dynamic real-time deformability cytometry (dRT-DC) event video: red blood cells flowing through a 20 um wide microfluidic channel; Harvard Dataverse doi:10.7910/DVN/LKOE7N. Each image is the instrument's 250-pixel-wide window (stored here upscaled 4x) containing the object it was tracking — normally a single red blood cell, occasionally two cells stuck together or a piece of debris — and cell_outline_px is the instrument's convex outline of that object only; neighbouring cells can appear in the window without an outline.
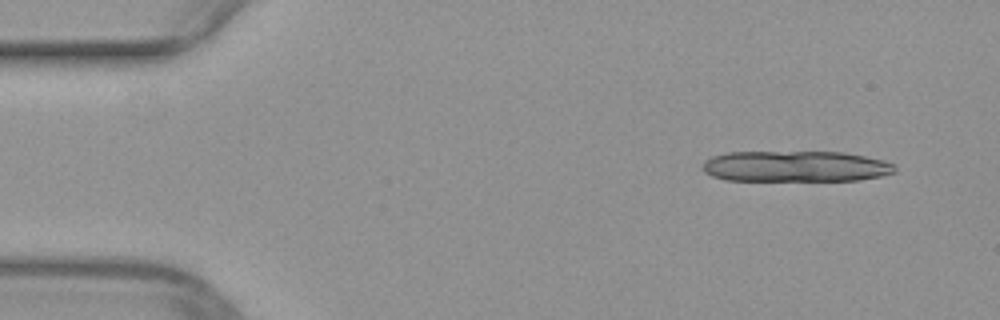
{"species": "common noctule bat (a hibernating species)", "species_latin": "Nyctalus noctula", "temperature_condition": "warm", "stored_images_in_passage": 15, "camera_frame_rate_fps": 3000, "um_per_image_px": 0.085, "animal": {"sex": "female", "body_mass_g": 29.2, "forearm_length_mm": 56.3}, "frame": {"image": 1, "passage_image": 4, "time_ms": 1.0, "image_size_px": [1000, 320], "cell_outline_px": [[896, 172], [880, 176], [860, 180], [724, 180], [712, 176], [704, 172], [700, 168], [704, 160], [712, 156], [728, 152], [844, 152], [884, 160], [896, 164]], "centroid_in_image_um": [67.61, 14.14], "position_along_channel_um": 17.4, "area_um2": 34.91}}